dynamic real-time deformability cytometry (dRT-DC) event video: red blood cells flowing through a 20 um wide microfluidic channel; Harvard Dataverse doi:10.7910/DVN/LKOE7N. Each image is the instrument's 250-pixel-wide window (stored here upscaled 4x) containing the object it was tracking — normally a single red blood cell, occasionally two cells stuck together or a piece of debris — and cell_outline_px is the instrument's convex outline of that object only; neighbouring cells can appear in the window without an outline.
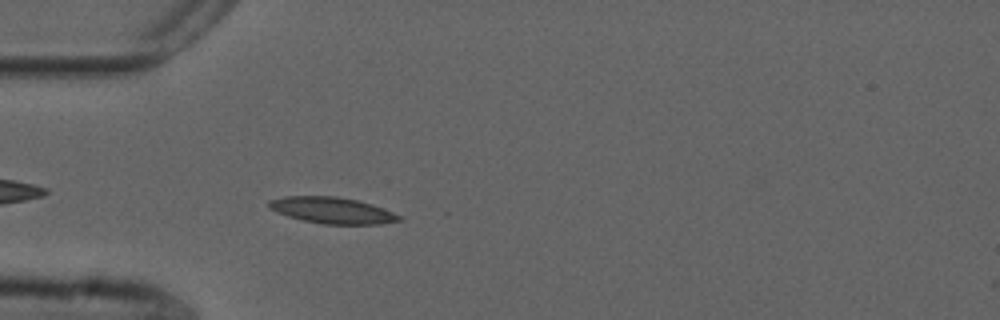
{"species": "common noctule bat (a hibernating species)", "species_latin": "Nyctalus noctula", "temperature_condition": "cold", "stored_images_in_passage": 43, "camera_frame_rate_fps": 3000, "um_per_image_px": 0.085, "animal": {"sex": "male", "forearm_length_mm": 52.5}, "frame": {"image": 1, "passage_image": 4, "time_ms": 1.0, "image_size_px": [1000, 320], "cell_outline_px": [[404, 220], [380, 224], [324, 224], [304, 220], [288, 216], [276, 212], [268, 208], [268, 200], [284, 196], [336, 196], [356, 200], [404, 216]], "centroid_in_image_um": [28.21, 17.88], "position_along_channel_um": 56.8, "area_um2": 19.83}}
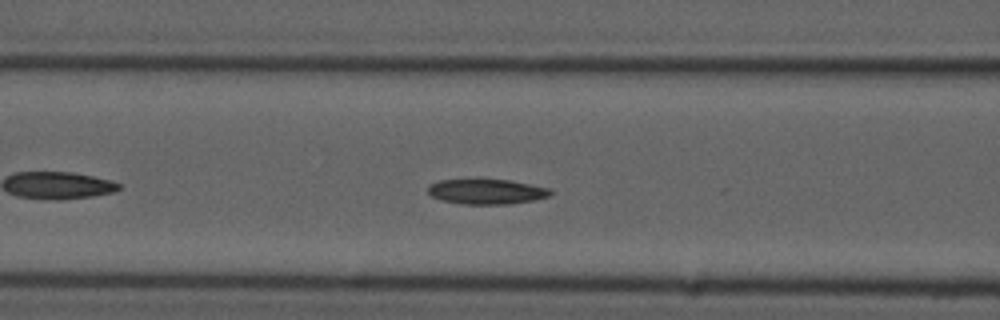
{"frame": {"image": 2, "passage_image": 10, "time_ms": 3.0, "image_size_px": [1000, 320], "cell_outline_px": [[556, 192], [552, 196], [536, 200], [508, 204], [464, 204], [440, 200], [432, 196], [428, 192], [428, 188], [432, 184], [440, 180], [480, 176], [512, 180], [552, 188]], "centroid_in_image_um": [41.44, 16.23], "position_along_channel_um": 125.2, "area_um2": 19.13}}
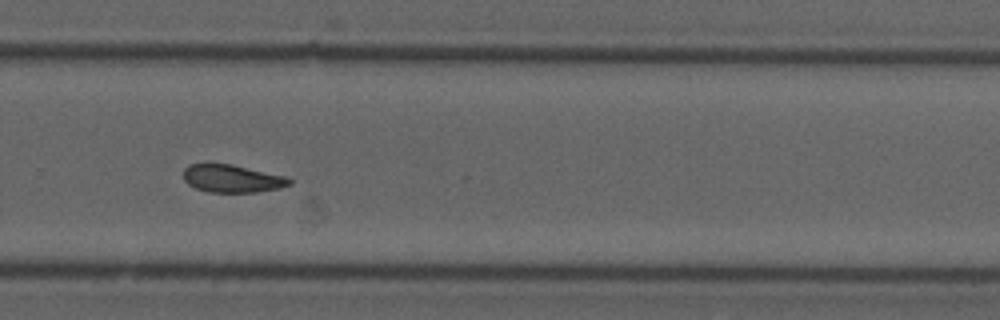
{"frame": {"image": 3, "passage_image": 25, "time_ms": 8.0, "image_size_px": [1000, 320], "cell_outline_px": [[292, 184], [280, 188], [256, 192], [208, 192], [196, 188], [188, 184], [184, 180], [184, 168], [188, 164], [204, 160], [208, 160], [232, 164], [284, 176], [292, 180]], "centroid_in_image_um": [19.65, 15.13], "position_along_channel_um": 310.2, "area_um2": 17.74}, "authors_computed_cell_mechanics": {"area_um2": 18.0914, "velocity_mm_per_s": 3.7098, "shape_relaxation_time_tau1_ms": null, "shape_relaxation_time_tau2_ms": 7.9975, "deformation_change_tau1": null, "deformation_change_tau2": 0.1463}}